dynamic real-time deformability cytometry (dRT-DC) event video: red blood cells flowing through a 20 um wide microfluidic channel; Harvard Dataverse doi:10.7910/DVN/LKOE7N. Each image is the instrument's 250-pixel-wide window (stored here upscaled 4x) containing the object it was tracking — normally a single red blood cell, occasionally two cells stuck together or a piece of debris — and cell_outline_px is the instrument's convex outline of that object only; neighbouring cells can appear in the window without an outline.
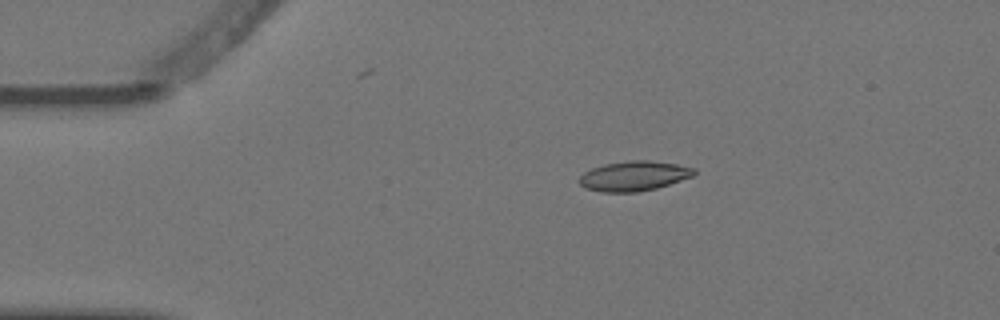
{"species": "Egyptian fruit bat (a non-hibernating species)", "species_latin": "Rousettus aegyptiacus", "temperature_condition": "warm", "stored_images_in_passage": 4, "camera_frame_rate_fps": 3000, "um_per_image_px": 0.085, "animal": {"sex": "female"}, "frame": {"image": 1, "passage_image": 3, "time_ms": 0.667, "image_size_px": [1000, 320], "cell_outline_px": [[696, 172], [692, 176], [656, 188], [636, 192], [600, 192], [584, 188], [580, 184], [580, 176], [584, 172], [592, 168], [604, 164], [628, 160], [648, 160], [676, 164], [696, 168]], "centroid_in_image_um": [53.86, 14.95], "position_along_channel_um": 31.1, "area_um2": 19.88}}